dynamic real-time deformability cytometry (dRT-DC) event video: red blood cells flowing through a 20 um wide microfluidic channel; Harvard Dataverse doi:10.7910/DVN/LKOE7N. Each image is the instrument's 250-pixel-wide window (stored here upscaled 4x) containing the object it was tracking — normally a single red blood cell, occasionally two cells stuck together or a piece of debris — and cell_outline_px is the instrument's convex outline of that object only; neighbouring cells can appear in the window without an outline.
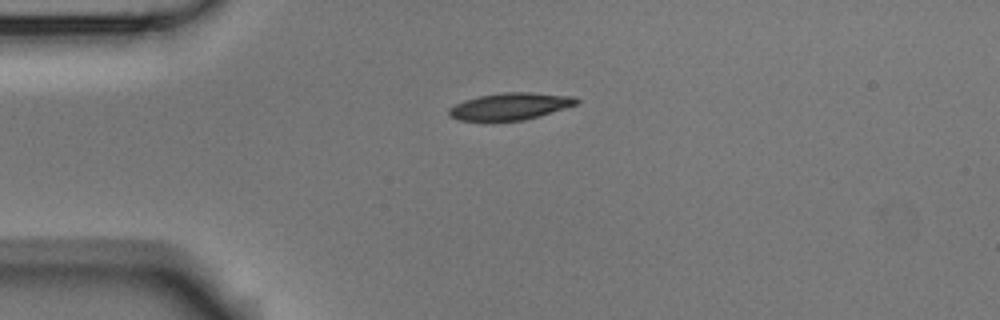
{"species": "Egyptian fruit bat (a non-hibernating species)", "species_latin": "Rousettus aegyptiacus", "temperature_condition": "room temperature", "stored_images_in_passage": 3, "camera_frame_rate_fps": 3000, "um_per_image_px": 0.085, "animal": {"sex": "male"}, "frame": {"image": 1, "passage_image": 1, "time_ms": 0.0, "image_size_px": [1000, 320], "cell_outline_px": [[580, 100], [576, 104], [540, 116], [524, 120], [456, 120], [448, 112], [448, 108], [464, 100], [480, 96], [504, 92], [528, 92], [572, 96]], "centroid_in_image_um": [43.36, 9.03], "position_along_channel_um": 41.6, "area_um2": 19.71}}
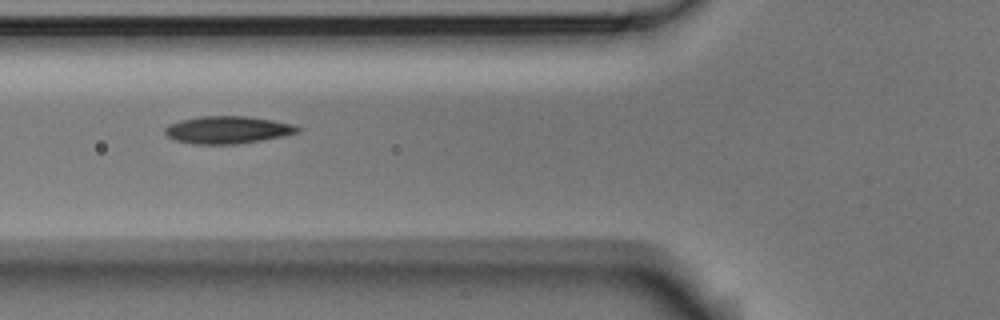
{"frame": {"image": 2, "passage_image": 3, "time_ms": 0.667, "image_size_px": [1000, 320], "cell_outline_px": [[300, 132], [284, 136], [236, 144], [192, 144], [176, 140], [168, 136], [164, 132], [164, 128], [168, 124], [180, 120], [200, 116], [244, 116], [272, 120], [292, 124], [300, 128]], "centroid_in_image_um": [19.32, 11.04], "position_along_channel_um": 106.5, "area_um2": 21.15}}